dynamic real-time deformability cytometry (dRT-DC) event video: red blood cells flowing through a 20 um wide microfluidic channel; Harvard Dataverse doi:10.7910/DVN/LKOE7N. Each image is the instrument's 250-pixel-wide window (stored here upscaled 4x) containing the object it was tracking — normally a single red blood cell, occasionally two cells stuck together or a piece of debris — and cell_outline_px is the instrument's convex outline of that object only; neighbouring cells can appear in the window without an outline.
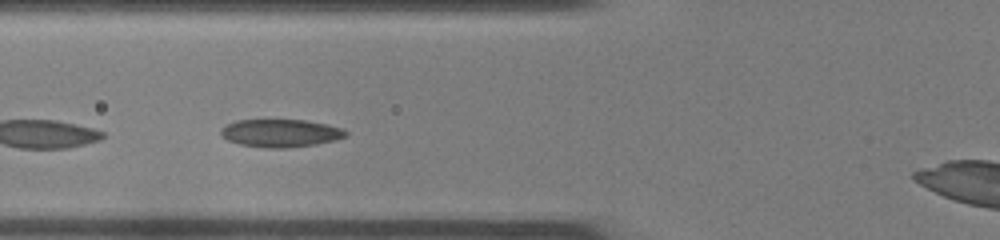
{"species": "common noctule bat (a hibernating species)", "species_latin": "Nyctalus noctula", "temperature_condition": "room temperature", "stored_images_in_passage": 8, "camera_frame_rate_fps": 3000, "um_per_image_px": 0.085, "animal": {"sex": "female", "body_mass_g": 22.0, "forearm_length_mm": 56.7}, "frame": {"image": 1, "passage_image": 6, "time_ms": 1.667, "image_size_px": [1000, 240], "cell_outline_px": [[348, 136], [336, 140], [316, 144], [288, 148], [268, 148], [240, 144], [228, 140], [220, 136], [220, 128], [236, 120], [304, 120], [328, 124], [340, 128], [348, 132]], "centroid_in_image_um": [23.85, 11.32], "position_along_channel_um": 101.9, "area_um2": 20.35}}